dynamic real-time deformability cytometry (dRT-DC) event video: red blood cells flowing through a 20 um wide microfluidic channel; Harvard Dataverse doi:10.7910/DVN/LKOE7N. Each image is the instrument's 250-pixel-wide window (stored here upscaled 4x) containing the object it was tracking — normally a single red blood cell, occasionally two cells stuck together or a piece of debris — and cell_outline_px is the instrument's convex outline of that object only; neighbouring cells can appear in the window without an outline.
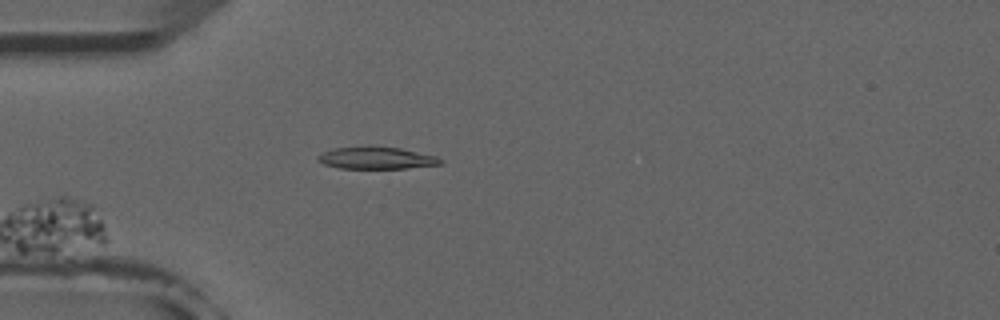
{"species": "common noctule bat (a hibernating species)", "species_latin": "Nyctalus noctula", "temperature_condition": "room temperature", "stored_images_in_passage": 5, "camera_frame_rate_fps": 3000, "um_per_image_px": 0.085, "animal": {"sex": "male", "forearm_length_mm": 52.5}, "frame": {"image": 1, "passage_image": 5, "time_ms": 4.667, "image_size_px": [1000, 320], "cell_outline_px": [[444, 164], [408, 168], [340, 168], [324, 164], [316, 160], [316, 156], [332, 148], [368, 144], [400, 148], [436, 156], [444, 160]], "centroid_in_image_um": [31.98, 13.4], "position_along_channel_um": 53.0, "area_um2": 16.3}}